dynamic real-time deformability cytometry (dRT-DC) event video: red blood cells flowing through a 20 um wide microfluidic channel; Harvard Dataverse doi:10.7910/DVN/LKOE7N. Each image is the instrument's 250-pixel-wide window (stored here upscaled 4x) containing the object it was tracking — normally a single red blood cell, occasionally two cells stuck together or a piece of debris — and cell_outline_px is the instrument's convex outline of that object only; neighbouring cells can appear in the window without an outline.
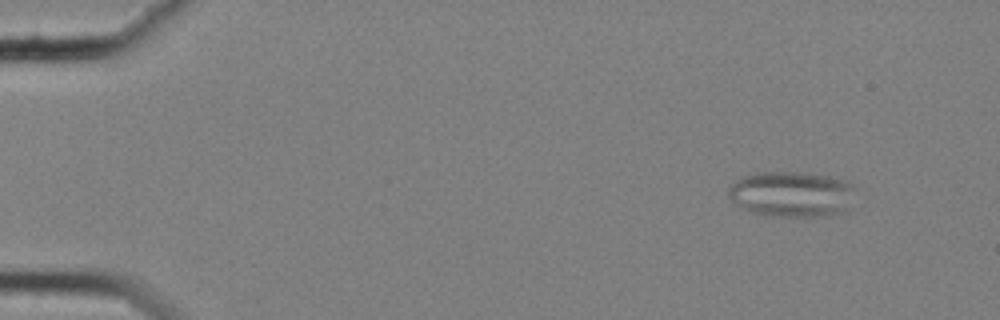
{"species": "common noctule bat (a hibernating species)", "species_latin": "Nyctalus noctula", "temperature_condition": "cold", "stored_images_in_passage": 58, "segment_of_instrument_passage": [1, 2], "camera_frame_rate_fps": 3000, "um_per_image_px": 0.085, "animal": {"sex": "female", "body_mass_g": 25.1}, "frame": {"image": 1, "passage_image": 6, "time_ms": 1.667, "image_size_px": [1000, 320], "cell_outline_px": [[856, 188], [848, 212], [824, 216], [772, 216], [748, 212], [732, 204], [728, 196], [728, 188], [740, 176], [756, 172], [804, 172], [828, 176], [848, 180]], "centroid_in_image_um": [67.29, 16.5], "position_along_channel_um": 17.7, "area_um2": 34.68}}